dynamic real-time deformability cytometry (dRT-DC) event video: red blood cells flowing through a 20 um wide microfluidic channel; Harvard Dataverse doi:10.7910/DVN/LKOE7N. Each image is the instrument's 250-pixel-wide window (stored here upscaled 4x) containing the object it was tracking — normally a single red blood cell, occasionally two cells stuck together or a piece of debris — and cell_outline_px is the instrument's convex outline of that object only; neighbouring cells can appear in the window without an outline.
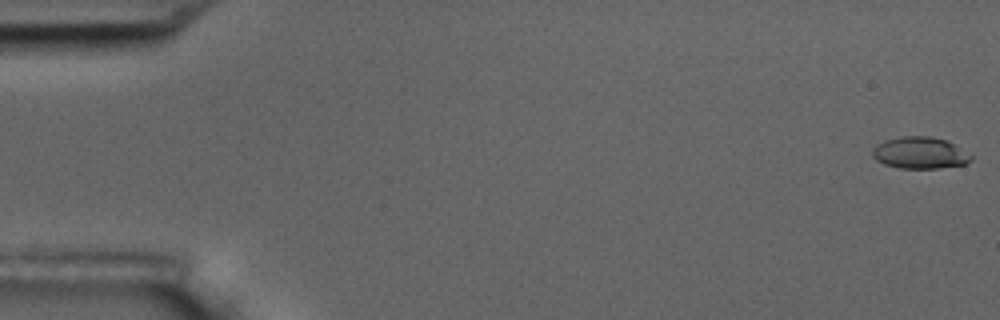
{"species": "common noctule bat (a hibernating species)", "species_latin": "Nyctalus noctula", "temperature_condition": "room temperature", "stored_images_in_passage": 5, "camera_frame_rate_fps": 3000, "um_per_image_px": 0.085, "animal": {"sex": "male", "body_mass_g": 17.5, "forearm_length_mm": 52.3}, "frame": {"image": 1, "passage_image": 1, "time_ms": 0.0, "image_size_px": [1000, 320], "cell_outline_px": [[972, 160], [968, 164], [940, 168], [900, 168], [884, 164], [876, 160], [872, 156], [872, 148], [876, 144], [884, 140], [900, 136], [928, 136], [948, 140], [972, 156]], "centroid_in_image_um": [78.18, 12.99], "position_along_channel_um": 6.8, "area_um2": 18.44}}
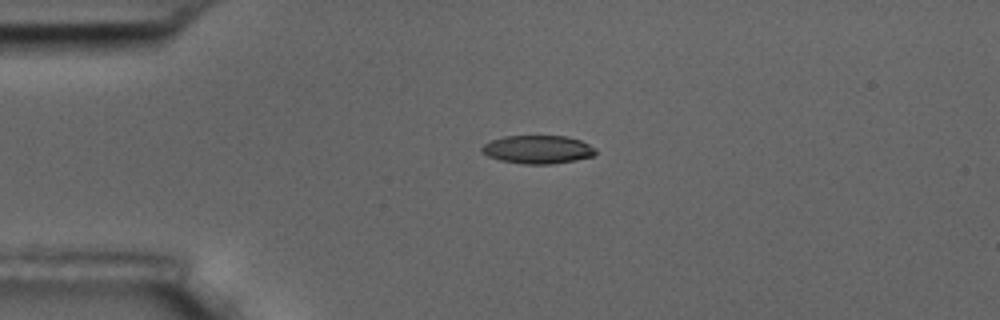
{"frame": {"image": 2, "passage_image": 4, "time_ms": 4.333, "image_size_px": [1000, 320], "cell_outline_px": [[596, 152], [592, 156], [576, 160], [552, 164], [524, 164], [500, 160], [488, 156], [480, 152], [480, 148], [484, 144], [492, 140], [504, 136], [564, 136], [580, 140], [596, 148]], "centroid_in_image_um": [45.69, 12.71], "position_along_channel_um": 39.3, "area_um2": 18.73}}